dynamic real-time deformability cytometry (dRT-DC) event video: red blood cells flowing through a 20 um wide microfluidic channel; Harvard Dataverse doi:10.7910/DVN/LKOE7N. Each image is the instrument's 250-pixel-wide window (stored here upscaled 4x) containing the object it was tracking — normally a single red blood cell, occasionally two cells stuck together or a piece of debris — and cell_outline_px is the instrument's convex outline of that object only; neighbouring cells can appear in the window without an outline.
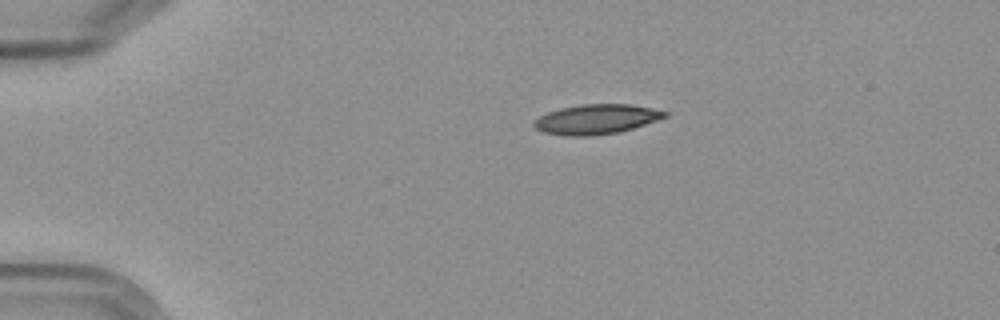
{"species": "Egyptian fruit bat (a non-hibernating species)", "species_latin": "Rousettus aegyptiacus", "temperature_condition": "cold", "stored_images_in_passage": 4, "camera_frame_rate_fps": 3000, "um_per_image_px": 0.085, "frame": {"image": 1, "passage_image": 1, "time_ms": 0.0, "image_size_px": [1000, 320], "cell_outline_px": [[668, 116], [632, 128], [616, 132], [588, 136], [568, 136], [544, 132], [536, 128], [532, 124], [532, 120], [548, 112], [560, 108], [580, 104], [632, 104], [652, 108], [668, 112]], "centroid_in_image_um": [50.65, 10.12], "position_along_channel_um": 34.3, "area_um2": 22.54}}
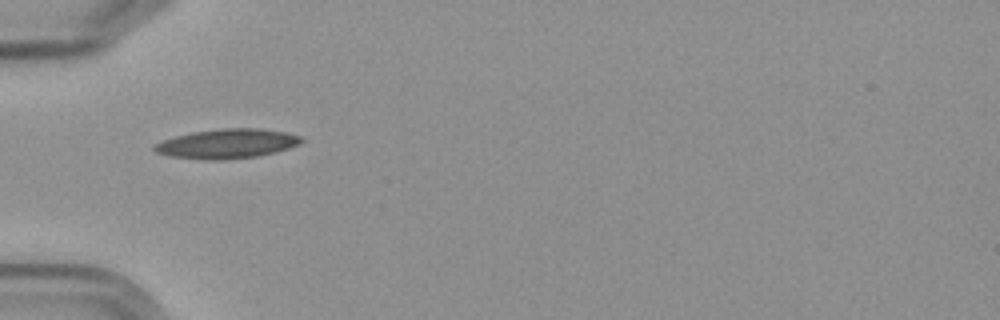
{"frame": {"image": 2, "passage_image": 3, "time_ms": 2.333, "image_size_px": [1000, 320], "cell_outline_px": [[304, 140], [300, 144], [288, 148], [256, 156], [228, 160], [208, 160], [168, 156], [156, 152], [152, 148], [156, 144], [164, 140], [176, 136], [192, 132], [220, 128], [260, 128], [284, 132], [300, 136]], "centroid_in_image_um": [19.29, 12.21], "position_along_channel_um": 65.7, "area_um2": 25.14}}
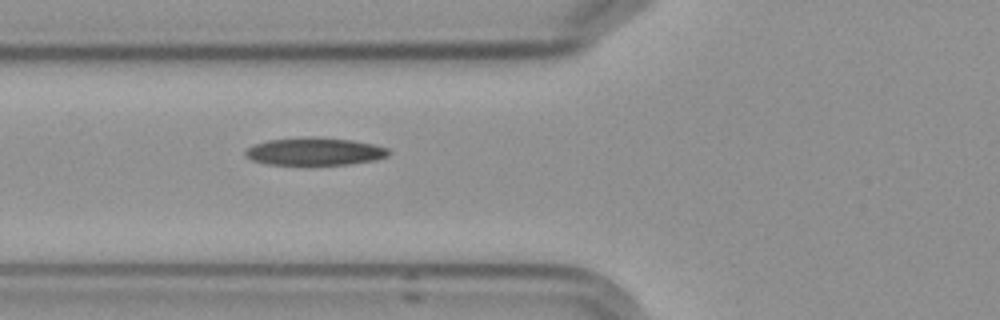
{"frame": {"image": 3, "passage_image": 4, "time_ms": 3.333, "image_size_px": [1000, 320], "cell_outline_px": [[392, 152], [388, 156], [376, 160], [348, 164], [268, 164], [252, 160], [244, 156], [244, 152], [252, 144], [268, 140], [308, 136], [312, 136], [352, 140], [372, 144], [388, 148]], "centroid_in_image_um": [26.75, 12.86], "position_along_channel_um": 99.1, "area_um2": 23.18}}